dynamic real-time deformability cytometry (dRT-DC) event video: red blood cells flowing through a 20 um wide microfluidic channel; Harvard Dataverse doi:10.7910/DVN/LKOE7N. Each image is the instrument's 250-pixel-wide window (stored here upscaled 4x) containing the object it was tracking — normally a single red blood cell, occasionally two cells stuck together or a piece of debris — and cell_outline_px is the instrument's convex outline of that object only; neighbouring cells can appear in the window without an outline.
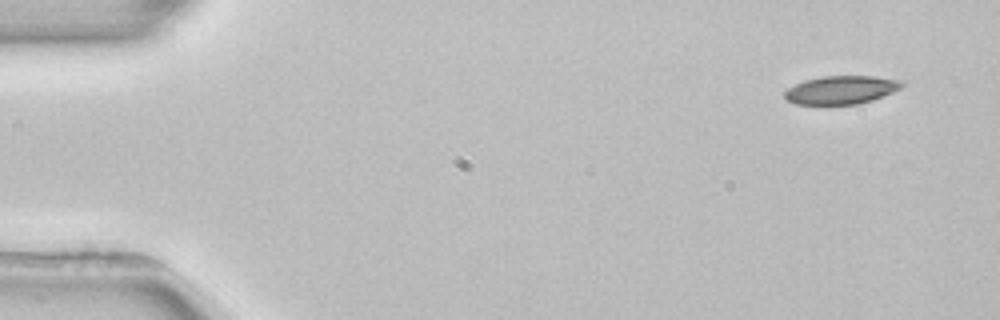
{"species": "common noctule bat (a hibernating species)", "species_latin": "Nyctalus noctula", "temperature_condition": "room temperature", "stored_images_in_passage": 4, "camera_frame_rate_fps": 3000, "um_per_image_px": 0.085, "animal": {"sex": "female", "body_mass_g": 22.7, "forearm_length_mm": 54.2}, "frame": {"image": 1, "passage_image": 1, "time_ms": 0.0, "image_size_px": [1000, 320], "cell_outline_px": [[908, 84], [892, 92], [872, 100], [856, 104], [796, 104], [784, 100], [784, 92], [788, 88], [804, 80], [820, 76], [872, 76], [904, 80]], "centroid_in_image_um": [71.51, 7.63], "position_along_channel_um": 13.5, "area_um2": 19.48}}
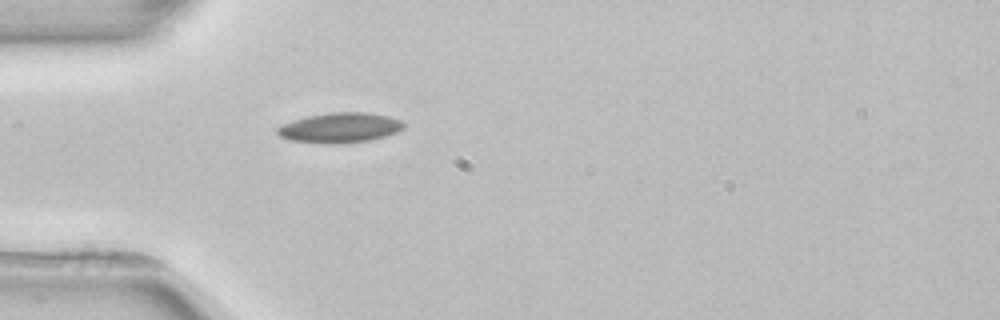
{"frame": {"image": 2, "passage_image": 4, "time_ms": 4.0, "image_size_px": [1000, 320], "cell_outline_px": [[404, 128], [396, 132], [372, 140], [328, 144], [292, 140], [280, 136], [276, 132], [276, 128], [292, 120], [308, 116], [328, 112], [368, 112], [388, 116], [400, 120], [404, 124]], "centroid_in_image_um": [28.89, 10.84], "position_along_channel_um": 56.1, "area_um2": 21.96}}